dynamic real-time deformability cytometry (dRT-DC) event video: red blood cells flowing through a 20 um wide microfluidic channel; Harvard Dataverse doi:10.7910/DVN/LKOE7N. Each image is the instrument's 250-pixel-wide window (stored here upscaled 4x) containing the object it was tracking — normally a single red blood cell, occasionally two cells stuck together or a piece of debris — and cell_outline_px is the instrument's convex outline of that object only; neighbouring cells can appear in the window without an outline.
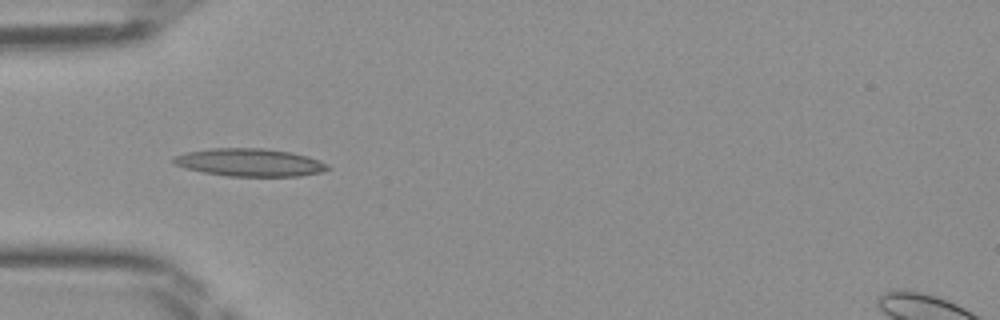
{"species": "Egyptian fruit bat (a non-hibernating species)", "species_latin": "Rousettus aegyptiacus", "temperature_condition": "room temperature", "stored_images_in_passage": 33, "camera_frame_rate_fps": 3000, "um_per_image_px": 0.085, "frame": {"image": 1, "passage_image": 1, "time_ms": 0.0, "image_size_px": [1000, 320], "cell_outline_px": [[332, 168], [320, 172], [300, 176], [228, 176], [204, 172], [184, 168], [172, 164], [172, 160], [176, 156], [188, 152], [212, 148], [264, 148], [292, 152], [308, 156], [320, 160], [328, 164]], "centroid_in_image_um": [21.26, 13.81], "position_along_channel_um": 63.7, "area_um2": 25.03}}
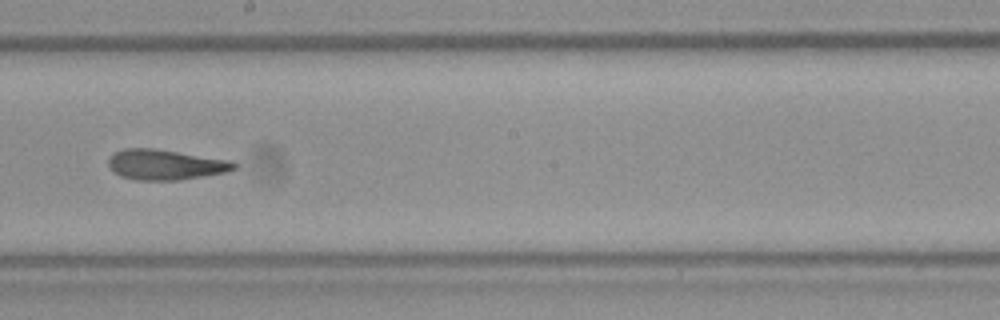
{"frame": {"image": 2, "passage_image": 13, "time_ms": 4.0, "image_size_px": [1000, 320], "cell_outline_px": [[236, 168], [228, 172], [180, 180], [136, 180], [120, 176], [108, 164], [108, 156], [124, 148], [152, 148], [232, 160], [236, 164]], "centroid_in_image_um": [14.08, 13.99], "position_along_channel_um": 234.1, "area_um2": 22.2}}
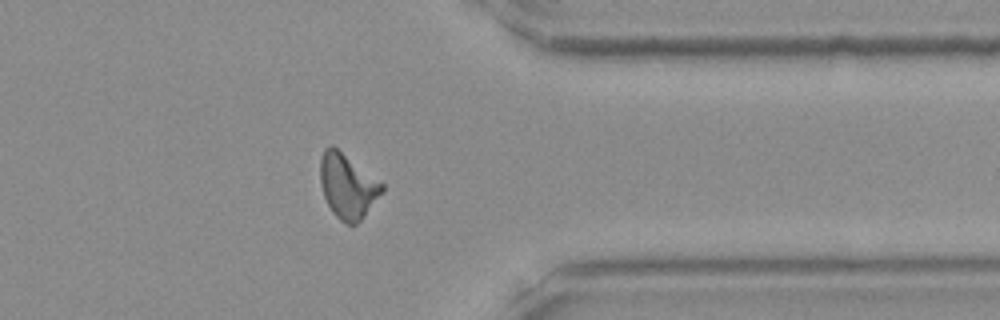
{"frame": {"image": 3, "passage_image": 24, "time_ms": 7.667, "image_size_px": [1000, 320], "cell_outline_px": [[384, 192], [360, 220], [356, 224], [348, 224], [340, 220], [332, 212], [324, 196], [320, 184], [320, 160], [324, 148], [328, 144], [332, 144], [384, 184]], "centroid_in_image_um": [29.53, 15.79], "position_along_channel_um": 381.9, "area_um2": 23.24}}